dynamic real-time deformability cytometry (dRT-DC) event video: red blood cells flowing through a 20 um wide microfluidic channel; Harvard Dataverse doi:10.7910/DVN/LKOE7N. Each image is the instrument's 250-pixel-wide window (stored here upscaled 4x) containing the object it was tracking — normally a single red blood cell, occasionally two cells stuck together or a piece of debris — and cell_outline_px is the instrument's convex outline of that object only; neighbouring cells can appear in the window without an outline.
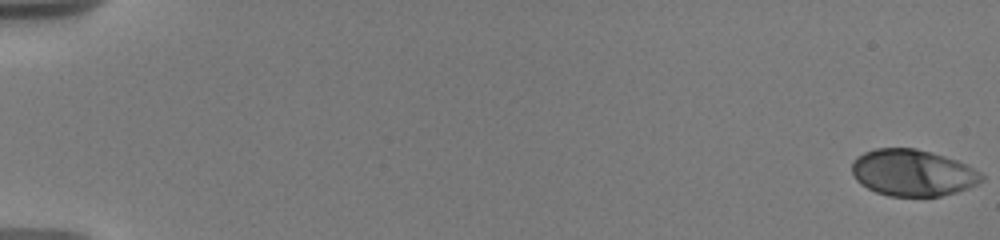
{"species": "human", "species_latin": "Homo sapiens", "temperature_condition": "warm", "stored_images_in_passage": 66, "camera_frame_rate_fps": 3000, "um_per_image_px": 0.085, "donor": {"sex": "male"}, "frame": {"image": 1, "passage_image": 1, "time_ms": 0.0, "image_size_px": [1000, 240], "cell_outline_px": [[984, 180], [968, 188], [956, 192], [940, 196], [888, 196], [876, 192], [860, 184], [856, 180], [852, 172], [852, 160], [864, 152], [876, 148], [916, 148], [944, 156], [956, 160], [980, 172], [984, 176]], "centroid_in_image_um": [77.56, 14.69], "position_along_channel_um": 7.4, "area_um2": 35.14}}
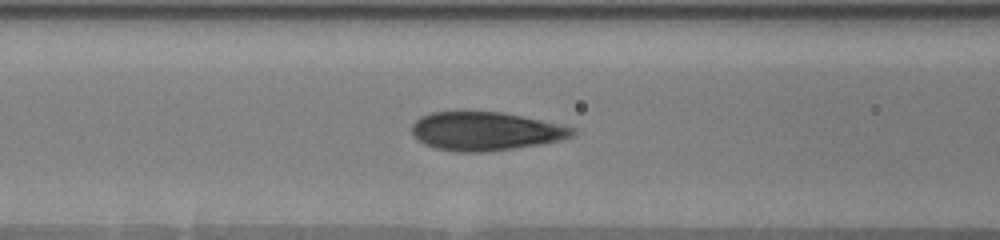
{"frame": {"image": 2, "passage_image": 29, "time_ms": 8.333, "image_size_px": [1000, 240], "cell_outline_px": [[576, 136], [560, 140], [540, 144], [484, 152], [456, 152], [436, 148], [424, 144], [416, 140], [412, 136], [412, 124], [420, 116], [432, 112], [500, 112], [524, 116], [560, 124], [576, 128]], "centroid_in_image_um": [41.27, 11.15], "position_along_channel_um": 125.3, "area_um2": 36.24}}
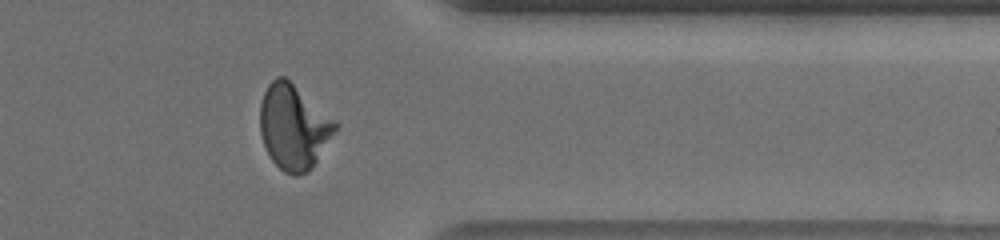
{"frame": {"image": 3, "passage_image": 54, "time_ms": 15.667, "image_size_px": [1000, 240], "cell_outline_px": [[340, 124], [312, 168], [308, 172], [296, 176], [292, 176], [284, 172], [272, 160], [264, 144], [260, 132], [260, 104], [264, 92], [268, 84], [276, 76], [284, 76], [336, 120]], "centroid_in_image_um": [24.96, 10.79], "position_along_channel_um": 386.4, "area_um2": 37.11}, "authors_computed_cell_mechanics": {"area_um2": 35.8938, "velocity_mm_per_s": 3.6405, "shape_relaxation_time_tau1_ms": 4.9675, "shape_relaxation_time_tau2_ms": null, "deformation_change_tau1": 0.2065, "deformation_change_tau2": null}}